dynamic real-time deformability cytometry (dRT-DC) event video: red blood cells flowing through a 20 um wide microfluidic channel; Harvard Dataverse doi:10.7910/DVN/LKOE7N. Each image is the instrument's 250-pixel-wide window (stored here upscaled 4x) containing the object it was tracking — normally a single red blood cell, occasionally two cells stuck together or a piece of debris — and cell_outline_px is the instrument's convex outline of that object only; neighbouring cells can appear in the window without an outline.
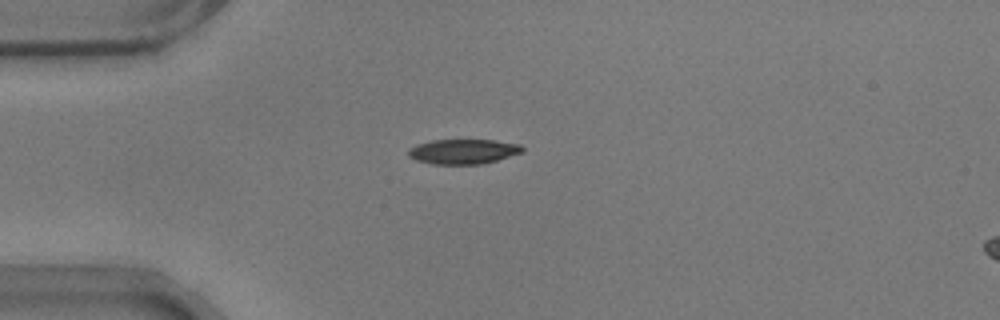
{"species": "common noctule bat (a hibernating species)", "species_latin": "Nyctalus noctula", "temperature_condition": "warm", "stored_images_in_passage": 22, "camera_frame_rate_fps": 3000, "um_per_image_px": 0.085, "animal": {"sex": "male", "body_mass_g": 17.9}, "frame": {"image": 1, "passage_image": 1, "time_ms": 0.0, "image_size_px": [1000, 320], "cell_outline_px": [[524, 152], [496, 160], [480, 164], [432, 164], [416, 160], [408, 156], [408, 148], [416, 144], [432, 140], [492, 140], [520, 144], [524, 148]], "centroid_in_image_um": [39.35, 12.87], "position_along_channel_um": 45.6, "area_um2": 16.53}}
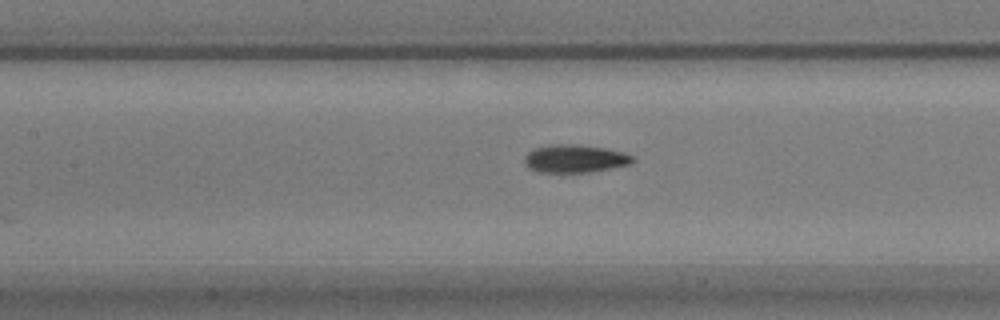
{"frame": {"image": 2, "passage_image": 12, "time_ms": 3.667, "image_size_px": [1000, 320], "cell_outline_px": [[636, 160], [632, 164], [592, 172], [536, 172], [528, 168], [524, 164], [524, 156], [528, 152], [536, 148], [552, 144], [576, 144], [604, 148], [620, 152], [632, 156]], "centroid_in_image_um": [48.84, 13.49], "position_along_channel_um": 158.6, "area_um2": 17.69}}
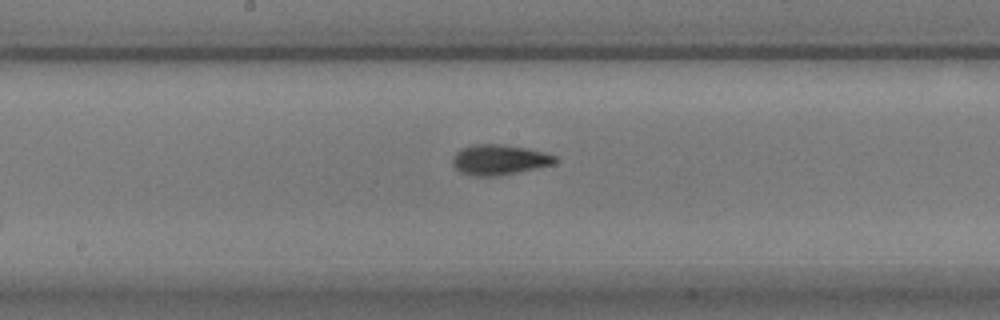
{"frame": {"image": 3, "passage_image": 16, "time_ms": 5.0, "image_size_px": [1000, 320], "cell_outline_px": [[560, 160], [556, 164], [500, 176], [472, 176], [460, 172], [452, 164], [452, 156], [460, 148], [472, 144], [504, 144], [528, 148], [544, 152], [556, 156]], "centroid_in_image_um": [42.45, 13.57], "position_along_channel_um": 205.7, "area_um2": 18.55}}